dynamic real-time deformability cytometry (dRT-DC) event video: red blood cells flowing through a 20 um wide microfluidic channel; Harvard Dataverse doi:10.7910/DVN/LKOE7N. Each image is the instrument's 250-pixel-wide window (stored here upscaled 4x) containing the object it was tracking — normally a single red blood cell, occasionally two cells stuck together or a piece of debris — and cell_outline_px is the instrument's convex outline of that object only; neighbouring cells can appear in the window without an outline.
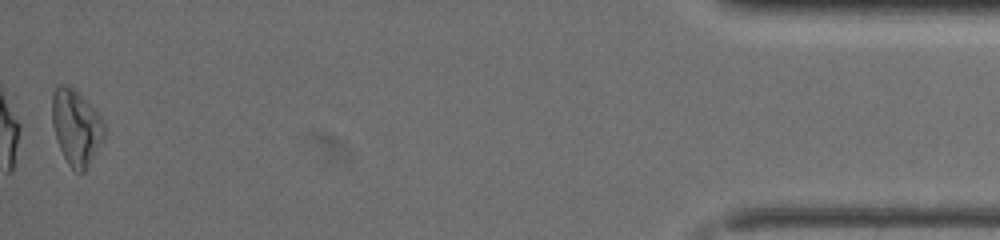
{"species": "common noctule bat (a hibernating species)", "species_latin": "Nyctalus noctula", "temperature_condition": "warm", "stored_images_in_passage": 40, "camera_frame_rate_fps": 3000, "um_per_image_px": 0.085, "animal": {"sex": "female", "body_mass_g": 19.5, "forearm_length_mm": 54.1}, "frame": {"image": 1, "passage_image": 40, "time_ms": 16.667, "image_size_px": [1000, 240], "cell_outline_px": [[104, 140], [84, 172], [76, 172], [68, 164], [60, 148], [52, 124], [52, 92], [60, 84], [68, 84], [100, 116], [104, 124]], "centroid_in_image_um": [6.46, 10.83], "position_along_channel_um": 428.7, "area_um2": 22.54}, "authors_computed_cell_mechanics": {"area_um2": 19.9121, "velocity_mm_per_s": 4.1298, "shape_relaxation_time_tau1_ms": 5.0234, "shape_relaxation_time_tau2_ms": null, "deformation_change_tau1": 0.1856, "deformation_change_tau2": null}}